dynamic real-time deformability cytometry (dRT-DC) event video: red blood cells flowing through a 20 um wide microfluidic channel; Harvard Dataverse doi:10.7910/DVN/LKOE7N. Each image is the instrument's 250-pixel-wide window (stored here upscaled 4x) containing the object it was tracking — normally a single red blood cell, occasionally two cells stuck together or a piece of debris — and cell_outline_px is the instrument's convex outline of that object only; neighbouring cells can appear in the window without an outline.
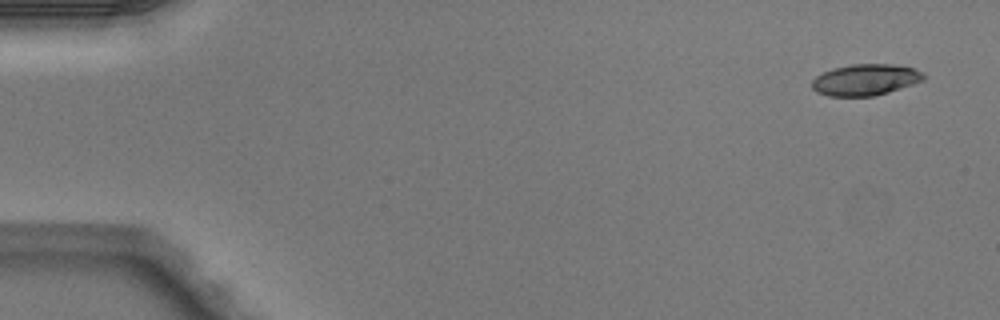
{"species": "Egyptian fruit bat (a non-hibernating species)", "species_latin": "Rousettus aegyptiacus", "temperature_condition": "warm", "stored_images_in_passage": 5, "segment_of_instrument_passage": [1, 2], "camera_frame_rate_fps": 3000, "um_per_image_px": 0.085, "animal": {"sex": "male"}, "frame": {"image": 1, "passage_image": 1, "time_ms": 0.0, "image_size_px": [1000, 320], "cell_outline_px": [[924, 80], [888, 92], [872, 96], [828, 96], [816, 92], [812, 88], [812, 80], [816, 76], [824, 72], [836, 68], [852, 64], [892, 64], [912, 68], [920, 72], [924, 76]], "centroid_in_image_um": [73.52, 6.79], "position_along_channel_um": 11.5, "area_um2": 20.06}}
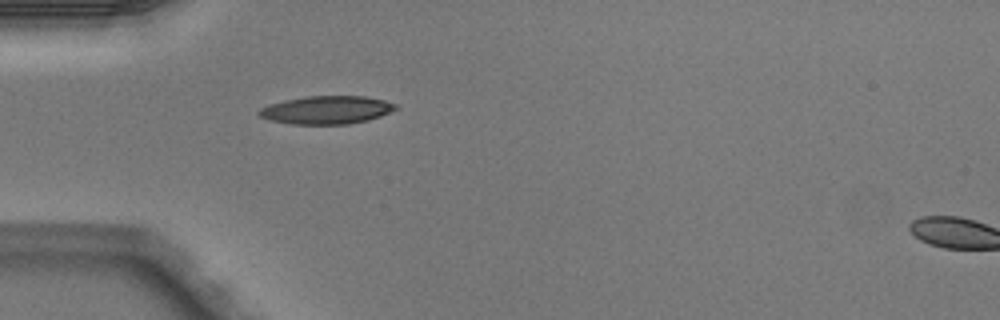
{"frame": {"image": 2, "passage_image": 4, "time_ms": 1.0, "image_size_px": [1000, 320], "cell_outline_px": [[396, 108], [380, 116], [368, 120], [348, 124], [292, 124], [268, 120], [260, 116], [256, 112], [260, 108], [268, 104], [284, 100], [308, 96], [364, 96], [384, 100], [396, 104]], "centroid_in_image_um": [27.7, 9.34], "position_along_channel_um": 57.3, "area_um2": 22.31}}